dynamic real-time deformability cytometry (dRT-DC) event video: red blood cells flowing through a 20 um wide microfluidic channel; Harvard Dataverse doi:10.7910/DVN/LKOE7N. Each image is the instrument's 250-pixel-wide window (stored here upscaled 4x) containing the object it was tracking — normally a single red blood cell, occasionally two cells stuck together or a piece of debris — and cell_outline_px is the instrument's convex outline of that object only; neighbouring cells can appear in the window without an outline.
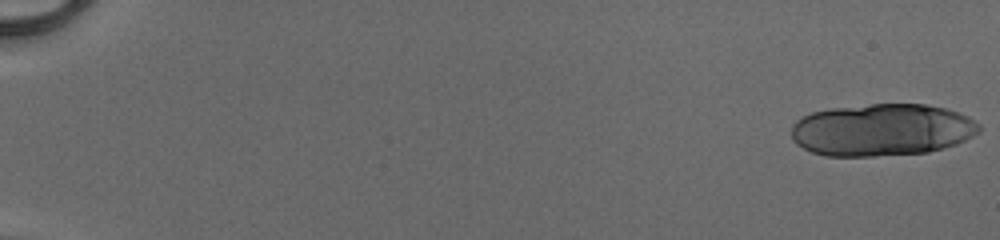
{"species": "human", "species_latin": "Homo sapiens", "temperature_condition": "cold", "stored_images_in_passage": 21, "camera_frame_rate_fps": 3000, "um_per_image_px": 0.085, "donor": {"sex": "male"}, "frame": {"image": 1, "passage_image": 1, "time_ms": 0.0, "image_size_px": [1000, 240], "cell_outline_px": [[980, 132], [956, 144], [944, 148], [928, 152], [872, 156], [824, 156], [812, 152], [796, 144], [792, 140], [792, 124], [796, 120], [812, 112], [832, 108], [872, 104], [924, 104], [944, 108], [968, 116], [980, 124]], "centroid_in_image_um": [74.96, 11.04], "position_along_channel_um": 10.0, "area_um2": 57.22}}